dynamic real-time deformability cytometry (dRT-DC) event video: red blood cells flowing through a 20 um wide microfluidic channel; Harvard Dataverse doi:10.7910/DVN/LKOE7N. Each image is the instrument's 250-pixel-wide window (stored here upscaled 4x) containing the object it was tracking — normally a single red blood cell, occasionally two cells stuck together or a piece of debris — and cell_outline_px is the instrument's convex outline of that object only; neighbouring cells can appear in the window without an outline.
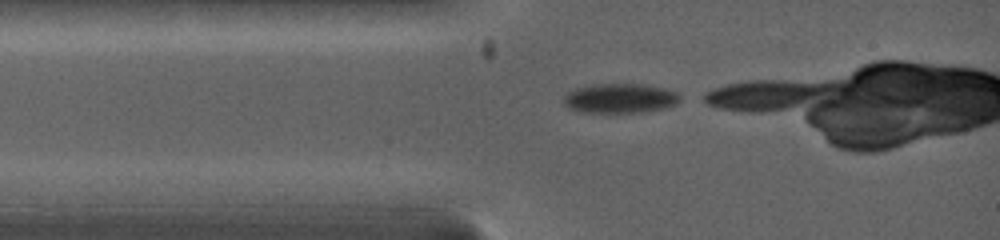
{"species": "common noctule bat (a hibernating species)", "species_latin": "Nyctalus noctula", "temperature_condition": "warm", "stored_images_in_passage": 7, "camera_frame_rate_fps": 5000, "um_per_image_px": 0.085, "animal": {"sex": "female", "body_mass_g": 19.0, "forearm_length_mm": 53.3}, "frame": {"image": 1, "passage_image": 1, "time_ms": 0.0, "image_size_px": [1000, 240], "cell_outline_px": [[680, 100], [676, 104], [664, 108], [648, 112], [584, 112], [568, 108], [564, 104], [564, 96], [568, 92], [576, 88], [592, 84], [644, 84], [664, 88], [676, 92], [680, 96]], "centroid_in_image_um": [52.71, 8.35], "position_along_channel_um": 32.3, "area_um2": 20.06}}